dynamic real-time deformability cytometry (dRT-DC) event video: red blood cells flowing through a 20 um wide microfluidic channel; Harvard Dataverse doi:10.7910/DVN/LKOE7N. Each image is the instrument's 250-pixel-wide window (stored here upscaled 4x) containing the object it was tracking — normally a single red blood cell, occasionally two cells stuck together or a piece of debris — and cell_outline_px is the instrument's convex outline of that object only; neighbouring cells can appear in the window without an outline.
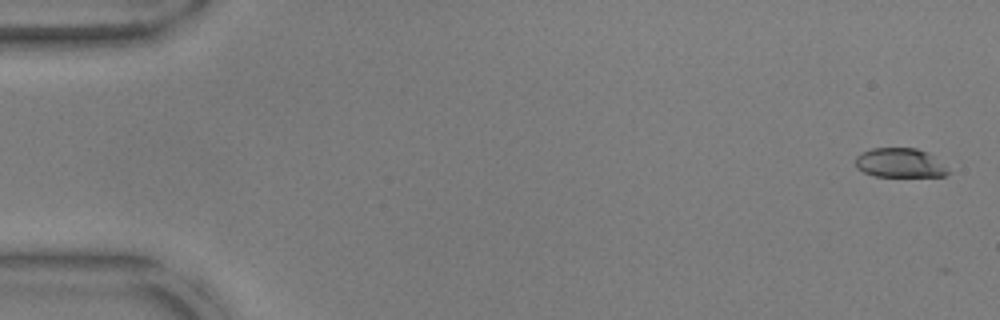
{"species": "common noctule bat (a hibernating species)", "species_latin": "Nyctalus noctula", "temperature_condition": "warm", "stored_images_in_passage": 11, "camera_frame_rate_fps": 3000, "um_per_image_px": 0.085, "animal": {"sex": "male", "body_mass_g": 17.9, "forearm_length_mm": 54.2}, "frame": {"image": 1, "passage_image": 2, "time_ms": 0.333, "image_size_px": [1000, 320], "cell_outline_px": [[948, 172], [944, 176], [876, 176], [864, 172], [856, 168], [856, 156], [860, 152], [872, 148], [916, 148], [928, 152], [948, 168]], "centroid_in_image_um": [76.47, 13.83], "position_along_channel_um": 8.5, "area_um2": 15.78}}